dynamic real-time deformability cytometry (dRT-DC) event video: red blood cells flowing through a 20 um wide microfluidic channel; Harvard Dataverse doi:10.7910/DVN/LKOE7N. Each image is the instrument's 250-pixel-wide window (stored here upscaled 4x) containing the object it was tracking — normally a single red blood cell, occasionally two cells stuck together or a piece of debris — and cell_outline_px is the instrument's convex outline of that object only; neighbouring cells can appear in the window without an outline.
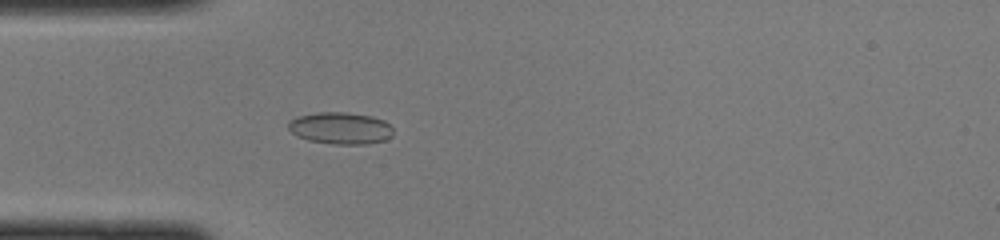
{"species": "common noctule bat (a hibernating species)", "species_latin": "Nyctalus noctula", "temperature_condition": "cold", "stored_images_in_passage": 39, "camera_frame_rate_fps": 3000, "um_per_image_px": 0.085, "animal": {"sex": "female", "body_mass_g": 22.0, "forearm_length_mm": 56.7}, "frame": {"image": 1, "passage_image": 6, "time_ms": 1.667, "image_size_px": [1000, 240], "cell_outline_px": [[392, 136], [384, 140], [368, 144], [332, 144], [308, 140], [296, 136], [288, 128], [288, 120], [296, 116], [316, 112], [344, 112], [372, 116], [384, 120], [392, 128]], "centroid_in_image_um": [28.9, 10.89], "position_along_channel_um": 56.1, "area_um2": 19.65}}
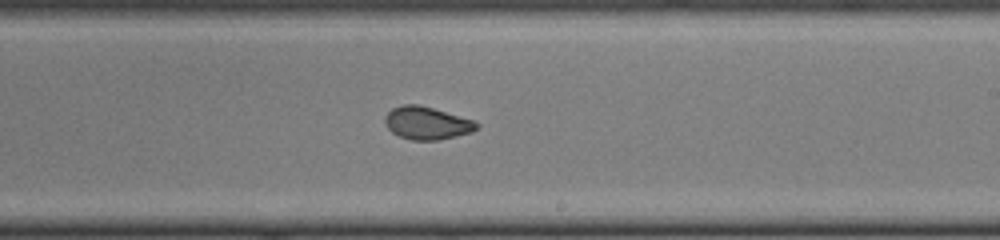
{"frame": {"image": 2, "passage_image": 20, "time_ms": 6.333, "image_size_px": [1000, 240], "cell_outline_px": [[480, 124], [472, 132], [456, 136], [436, 140], [412, 140], [400, 136], [392, 132], [388, 128], [384, 120], [384, 116], [392, 108], [400, 104], [420, 104], [476, 120]], "centroid_in_image_um": [36.29, 10.44], "position_along_channel_um": 252.7, "area_um2": 17.69}}
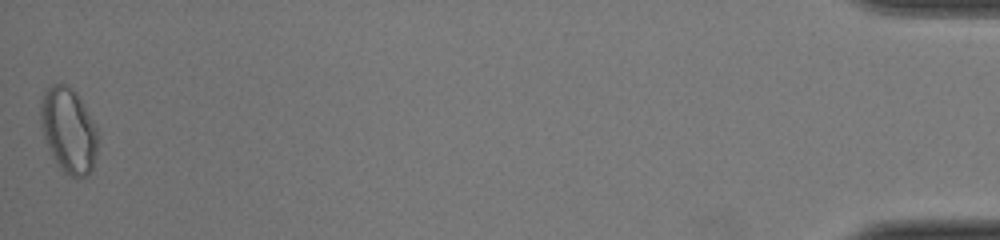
{"frame": {"image": 3, "passage_image": 39, "time_ms": 12.667, "image_size_px": [1000, 240], "cell_outline_px": [[96, 156], [92, 172], [88, 176], [72, 176], [64, 172], [56, 164], [44, 136], [40, 120], [40, 100], [44, 92], [52, 84], [64, 84], [76, 92], [84, 104], [96, 128]], "centroid_in_image_um": [5.82, 11.08], "position_along_channel_um": 429.4, "area_um2": 28.09}}